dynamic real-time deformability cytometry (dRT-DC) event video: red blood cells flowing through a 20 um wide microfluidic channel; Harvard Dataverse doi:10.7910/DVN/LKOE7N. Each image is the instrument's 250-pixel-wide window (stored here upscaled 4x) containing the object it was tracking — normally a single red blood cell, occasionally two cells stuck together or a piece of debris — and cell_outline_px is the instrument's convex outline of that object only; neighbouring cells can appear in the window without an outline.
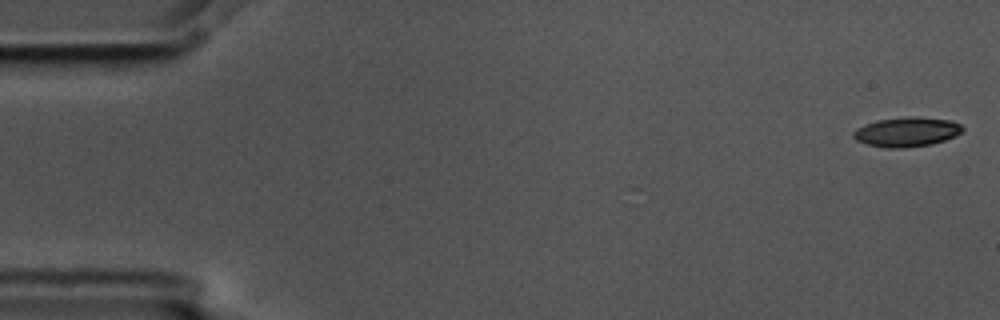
{"species": "common noctule bat (a hibernating species)", "species_latin": "Nyctalus noctula", "temperature_condition": "cold", "stored_images_in_passage": 11, "camera_frame_rate_fps": 3000, "um_per_image_px": 0.085, "animal": {"sex": "male", "body_mass_g": 17.5, "forearm_length_mm": 52.3}, "frame": {"image": 1, "passage_image": 1, "time_ms": 0.0, "image_size_px": [1000, 320], "cell_outline_px": [[964, 132], [956, 136], [932, 144], [904, 148], [888, 148], [868, 144], [856, 140], [852, 136], [852, 132], [856, 128], [864, 124], [876, 120], [912, 116], [916, 116], [952, 120], [960, 124], [964, 128]], "centroid_in_image_um": [77.09, 11.2], "position_along_channel_um": 7.9, "area_um2": 19.02}}
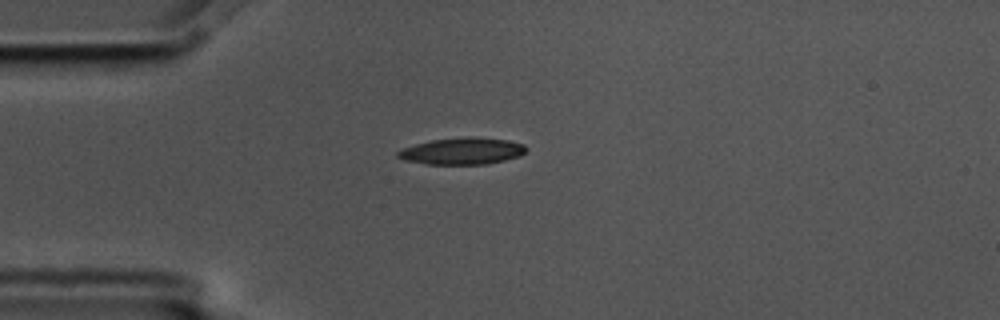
{"frame": {"image": 2, "passage_image": 4, "time_ms": 1.0, "image_size_px": [1000, 320], "cell_outline_px": [[528, 148], [520, 156], [488, 164], [428, 164], [404, 160], [396, 156], [396, 152], [404, 148], [416, 144], [432, 140], [472, 136], [508, 140], [524, 144]], "centroid_in_image_um": [39.31, 12.84], "position_along_channel_um": 45.7, "area_um2": 19.94}}
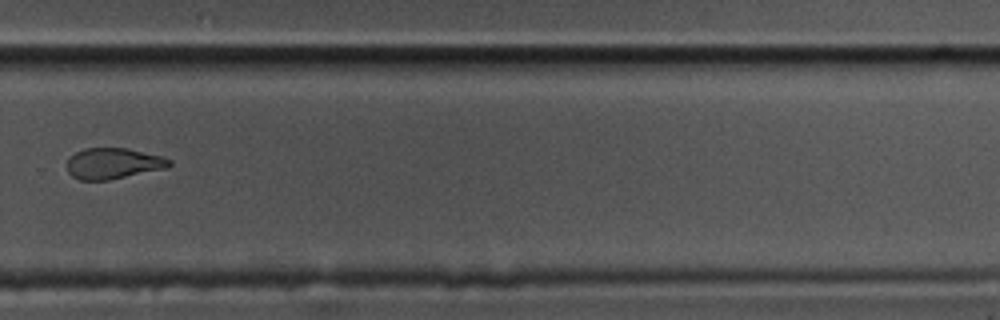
{"frame": {"image": 3, "passage_image": 11, "time_ms": 3.333, "image_size_px": [1000, 320], "cell_outline_px": [[172, 164], [168, 168], [108, 180], [80, 180], [72, 176], [68, 172], [68, 156], [84, 148], [128, 148], [164, 156], [172, 160]], "centroid_in_image_um": [9.66, 13.88], "position_along_channel_um": 320.1, "area_um2": 18.67}}